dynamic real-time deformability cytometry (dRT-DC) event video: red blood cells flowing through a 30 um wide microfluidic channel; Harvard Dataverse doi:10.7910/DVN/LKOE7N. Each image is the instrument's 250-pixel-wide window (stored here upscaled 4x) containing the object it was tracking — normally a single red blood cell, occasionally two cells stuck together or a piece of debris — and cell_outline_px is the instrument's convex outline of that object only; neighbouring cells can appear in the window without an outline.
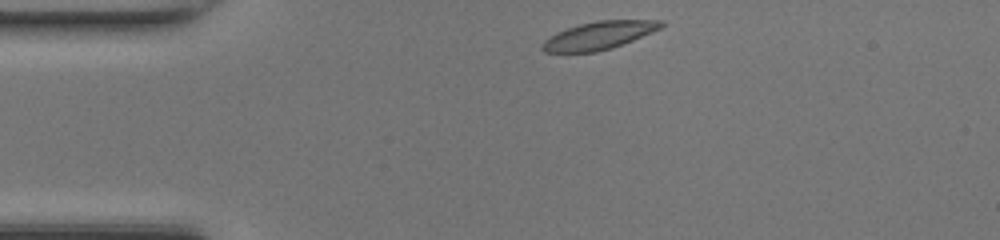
{"species": "common noctule bat (a hibernating species)", "species_latin": "Nyctalus noctula", "temperature_condition": "room temperature", "stored_images_in_passage": 39, "camera_frame_rate_fps": 3000, "um_per_image_px": 0.085, "animal": {"sex": "female", "body_mass_g": 17.0, "forearm_length_mm": 48.0}, "frame": {"image": 1, "passage_image": 1, "time_ms": 0.0, "image_size_px": [1000, 240], "cell_outline_px": [[668, 24], [652, 32], [612, 48], [596, 52], [544, 52], [540, 48], [540, 44], [544, 40], [556, 32], [580, 24], [600, 20], [664, 20]], "centroid_in_image_um": [50.91, 3.01], "position_along_channel_um": 34.1, "area_um2": 19.31}}
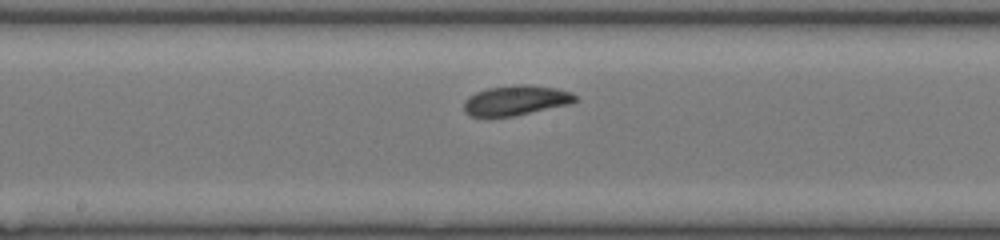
{"frame": {"image": 2, "passage_image": 16, "time_ms": 5.0, "image_size_px": [1000, 240], "cell_outline_px": [[580, 100], [568, 104], [516, 116], [468, 116], [464, 112], [464, 100], [468, 96], [476, 92], [488, 88], [516, 84], [528, 84], [556, 88], [572, 92]], "centroid_in_image_um": [43.85, 8.52], "position_along_channel_um": 204.3, "area_um2": 19.59}}
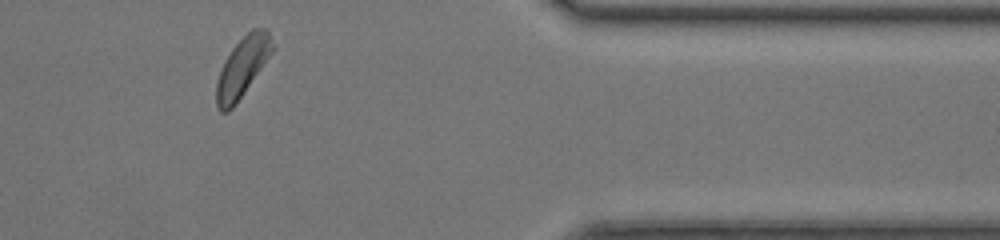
{"frame": {"image": 3, "passage_image": 31, "time_ms": 10.0, "image_size_px": [1000, 240], "cell_outline_px": [[276, 48], [236, 104], [228, 112], [220, 112], [216, 104], [216, 80], [224, 60], [232, 48], [252, 28], [264, 28], [268, 32]], "centroid_in_image_um": [20.61, 5.71], "position_along_channel_um": 390.8, "area_um2": 19.54}, "authors_computed_cell_mechanics": {"area_um2": 19.4208, "velocity_mm_per_s": 4.2763, "shape_relaxation_time_tau1_ms": 8.3927, "shape_relaxation_time_tau2_ms": 4.3921, "deformation_change_tau1": 0.2389, "deformation_change_tau2": 0.1018}}